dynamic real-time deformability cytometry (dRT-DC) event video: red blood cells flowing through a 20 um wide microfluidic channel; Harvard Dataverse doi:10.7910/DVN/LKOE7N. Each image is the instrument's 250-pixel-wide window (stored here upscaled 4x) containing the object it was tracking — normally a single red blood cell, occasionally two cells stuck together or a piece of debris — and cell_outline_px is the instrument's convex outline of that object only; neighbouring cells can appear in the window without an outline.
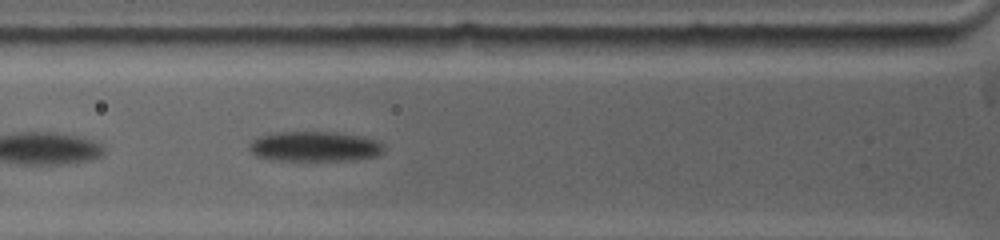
{"species": "common noctule bat (a hibernating species)", "species_latin": "Nyctalus noctula", "temperature_condition": "warm", "stored_images_in_passage": 11, "camera_frame_rate_fps": 5000, "um_per_image_px": 0.085, "animal": {"sex": "female", "body_mass_g": 19.0, "forearm_length_mm": 53.3}, "frame": {"image": 1, "passage_image": 7, "time_ms": 1.6, "image_size_px": [1000, 240], "cell_outline_px": [[384, 152], [376, 156], [352, 160], [268, 160], [256, 156], [248, 148], [248, 144], [252, 140], [260, 136], [272, 132], [336, 132], [360, 136], [376, 140], [384, 144]], "centroid_in_image_um": [26.72, 12.45], "position_along_channel_um": 99.1, "area_um2": 23.76}}